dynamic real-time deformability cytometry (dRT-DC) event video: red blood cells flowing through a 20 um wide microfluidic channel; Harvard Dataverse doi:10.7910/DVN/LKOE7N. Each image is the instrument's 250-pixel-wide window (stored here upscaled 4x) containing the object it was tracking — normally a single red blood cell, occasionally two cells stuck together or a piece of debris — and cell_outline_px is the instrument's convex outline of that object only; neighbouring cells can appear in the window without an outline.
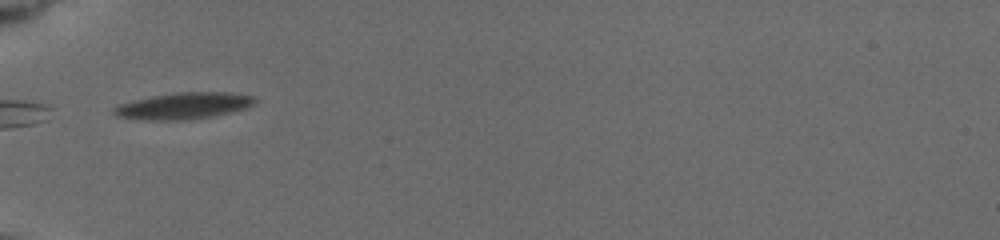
{"species": "common noctule bat (a hibernating species)", "species_latin": "Nyctalus noctula", "temperature_condition": "cold", "stored_images_in_passage": 4, "camera_frame_rate_fps": 3000, "um_per_image_px": 0.085, "animal": {"sex": "female", "body_mass_g": 19.5, "forearm_length_mm": 54.1}, "frame": {"image": 1, "passage_image": 1, "time_ms": 0.0, "image_size_px": [1000, 240], "cell_outline_px": [[256, 104], [248, 108], [212, 116], [188, 120], [148, 120], [116, 116], [112, 112], [112, 108], [116, 104], [176, 92], [228, 92], [252, 96], [256, 100]], "centroid_in_image_um": [15.62, 9.0], "position_along_channel_um": 69.4, "area_um2": 21.73}}